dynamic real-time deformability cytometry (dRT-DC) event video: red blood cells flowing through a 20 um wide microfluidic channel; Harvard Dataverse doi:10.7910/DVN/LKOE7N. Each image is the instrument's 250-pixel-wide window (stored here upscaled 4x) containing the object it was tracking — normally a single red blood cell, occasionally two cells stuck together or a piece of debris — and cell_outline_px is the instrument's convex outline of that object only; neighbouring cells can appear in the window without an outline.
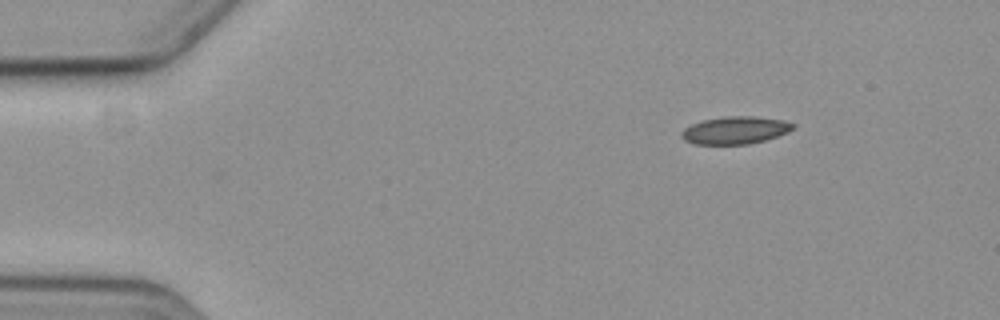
{"species": "common noctule bat (a hibernating species)", "species_latin": "Nyctalus noctula", "temperature_condition": "cold", "stored_images_in_passage": 4, "camera_frame_rate_fps": 3000, "um_per_image_px": 0.085, "animal": {"sex": "female", "body_mass_g": 19.3, "forearm_length_mm": 54.1}, "frame": {"image": 1, "passage_image": 1, "time_ms": 0.0, "image_size_px": [1000, 320], "cell_outline_px": [[796, 124], [788, 132], [764, 140], [748, 144], [696, 144], [684, 140], [680, 136], [680, 132], [684, 128], [700, 120], [724, 116], [752, 116], [784, 120]], "centroid_in_image_um": [62.45, 11.06], "position_along_channel_um": 22.5, "area_um2": 17.92}}
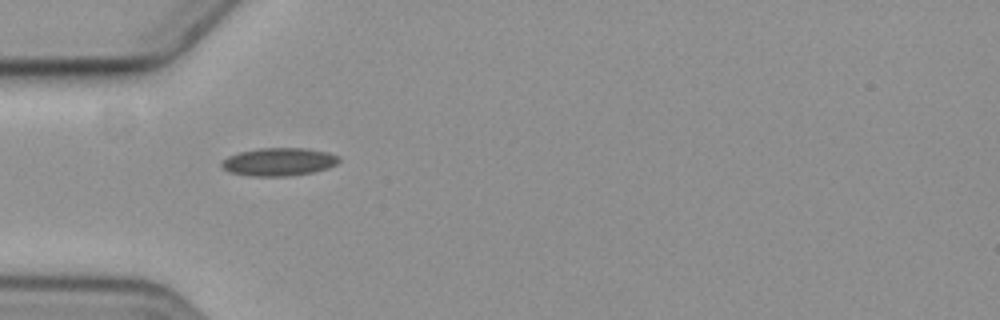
{"frame": {"image": 2, "passage_image": 3, "time_ms": 3.333, "image_size_px": [1000, 320], "cell_outline_px": [[340, 160], [336, 164], [328, 168], [312, 172], [288, 176], [252, 176], [228, 172], [220, 164], [228, 156], [240, 152], [260, 148], [308, 148], [328, 152], [340, 156]], "centroid_in_image_um": [23.73, 13.75], "position_along_channel_um": 61.3, "area_um2": 19.13}}
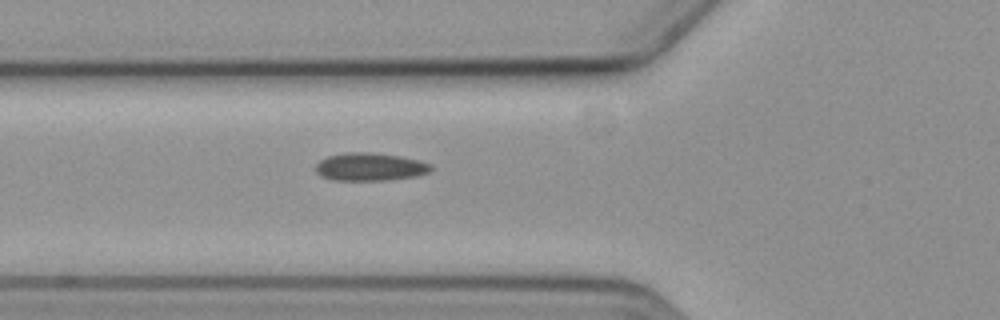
{"frame": {"image": 3, "passage_image": 4, "time_ms": 4.333, "image_size_px": [1000, 320], "cell_outline_px": [[432, 168], [428, 172], [416, 176], [388, 180], [332, 180], [320, 176], [316, 172], [316, 164], [320, 160], [328, 156], [348, 152], [368, 152], [400, 156], [420, 160], [432, 164]], "centroid_in_image_um": [31.45, 14.18], "position_along_channel_um": 94.4, "area_um2": 18.79}}